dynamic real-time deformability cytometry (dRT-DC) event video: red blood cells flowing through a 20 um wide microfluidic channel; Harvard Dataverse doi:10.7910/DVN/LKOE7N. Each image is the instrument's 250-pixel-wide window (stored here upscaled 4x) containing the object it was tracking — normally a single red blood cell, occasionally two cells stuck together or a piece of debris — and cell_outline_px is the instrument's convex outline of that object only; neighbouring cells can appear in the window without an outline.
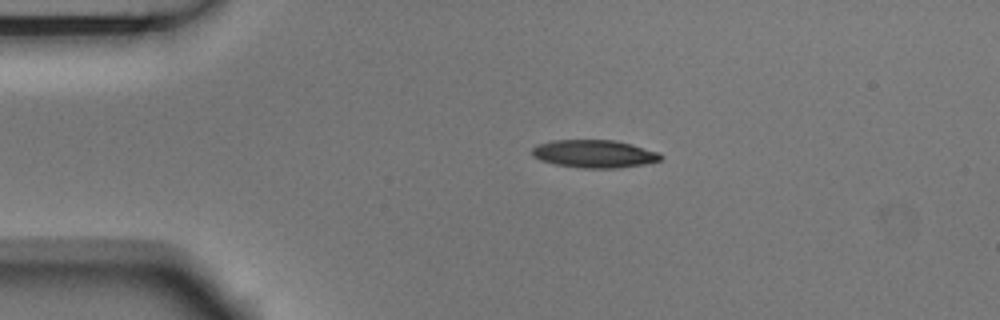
{"species": "Egyptian fruit bat (a non-hibernating species)", "species_latin": "Rousettus aegyptiacus", "temperature_condition": "room temperature", "stored_images_in_passage": 4, "camera_frame_rate_fps": 3000, "um_per_image_px": 0.085, "animal": {"sex": "male"}, "frame": {"image": 1, "passage_image": 3, "time_ms": 0.667, "image_size_px": [1000, 320], "cell_outline_px": [[664, 156], [660, 160], [644, 164], [620, 168], [580, 168], [556, 164], [540, 160], [532, 156], [532, 148], [536, 144], [552, 140], [616, 140], [632, 144], [660, 152]], "centroid_in_image_um": [50.52, 13.07], "position_along_channel_um": 34.5, "area_um2": 21.1}}